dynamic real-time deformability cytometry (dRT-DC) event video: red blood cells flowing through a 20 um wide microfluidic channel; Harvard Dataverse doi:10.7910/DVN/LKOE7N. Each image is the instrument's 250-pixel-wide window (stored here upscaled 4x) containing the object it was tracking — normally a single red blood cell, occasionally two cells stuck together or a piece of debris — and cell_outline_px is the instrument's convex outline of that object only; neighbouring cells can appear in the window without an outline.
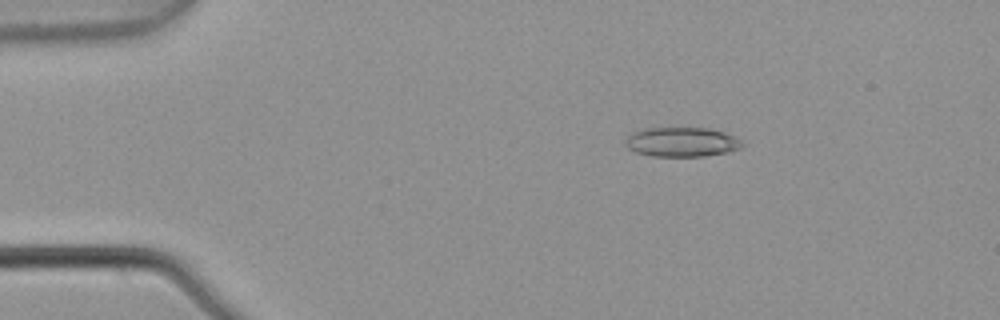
{"species": "common noctule bat (a hibernating species)", "species_latin": "Nyctalus noctula", "temperature_condition": "warm", "stored_images_in_passage": 5, "camera_frame_rate_fps": 3000, "um_per_image_px": 0.085, "animal": {"sex": "male", "body_mass_g": 21.5, "forearm_length_mm": 52.0}, "frame": {"image": 1, "passage_image": 1, "time_ms": 0.0, "image_size_px": [1000, 320], "cell_outline_px": [[744, 144], [740, 148], [728, 152], [704, 156], [652, 156], [636, 152], [628, 148], [624, 144], [624, 140], [632, 132], [644, 128], [708, 128], [724, 132], [740, 140]], "centroid_in_image_um": [57.91, 12.07], "position_along_channel_um": 27.1, "area_um2": 20.06}}
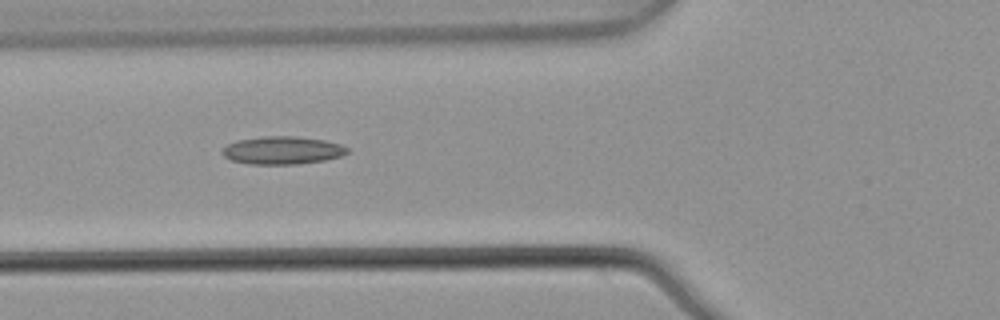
{"frame": {"image": 2, "passage_image": 4, "time_ms": 1.0, "image_size_px": [1000, 320], "cell_outline_px": [[348, 152], [340, 156], [324, 160], [296, 164], [248, 164], [232, 160], [224, 156], [220, 152], [228, 144], [236, 140], [264, 136], [296, 136], [324, 140], [340, 144], [348, 148]], "centroid_in_image_um": [23.98, 12.77], "position_along_channel_um": 101.8, "area_um2": 20.23}}
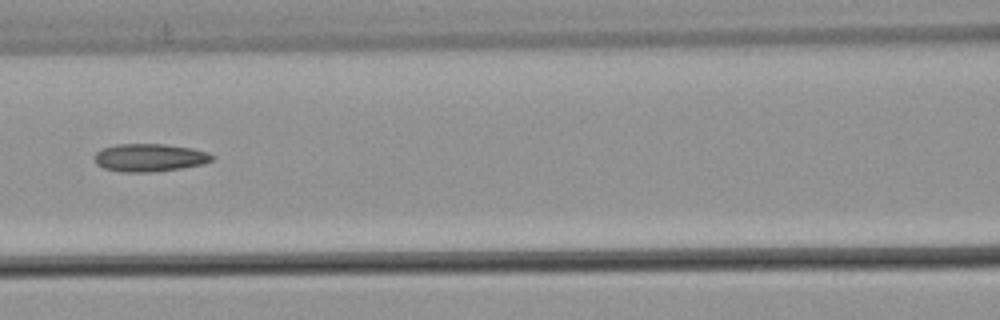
{"frame": {"image": 3, "passage_image": 5, "time_ms": 1.333, "image_size_px": [1000, 320], "cell_outline_px": [[216, 156], [212, 160], [204, 164], [180, 168], [148, 172], [124, 172], [104, 168], [96, 164], [92, 156], [96, 152], [104, 148], [116, 144], [164, 144], [192, 148], [208, 152]], "centroid_in_image_um": [12.71, 13.39], "position_along_channel_um": 153.9, "area_um2": 19.13}}